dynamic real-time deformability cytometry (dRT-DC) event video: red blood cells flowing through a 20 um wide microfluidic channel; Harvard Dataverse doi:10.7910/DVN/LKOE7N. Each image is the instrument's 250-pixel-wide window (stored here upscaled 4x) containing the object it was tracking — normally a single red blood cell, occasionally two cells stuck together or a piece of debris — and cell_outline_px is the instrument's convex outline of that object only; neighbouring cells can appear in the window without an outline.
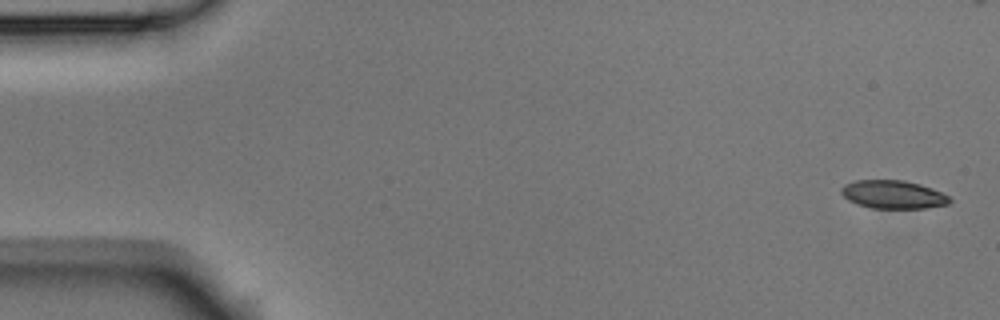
{"species": "Egyptian fruit bat (a non-hibernating species)", "species_latin": "Rousettus aegyptiacus", "temperature_condition": "room temperature", "stored_images_in_passage": 9, "camera_frame_rate_fps": 3000, "um_per_image_px": 0.085, "animal": {"sex": "male"}, "frame": {"image": 1, "passage_image": 1, "time_ms": 0.0, "image_size_px": [1000, 320], "cell_outline_px": [[952, 200], [948, 204], [924, 208], [872, 208], [848, 200], [840, 192], [840, 188], [844, 184], [856, 180], [904, 180], [920, 184], [932, 188], [948, 196]], "centroid_in_image_um": [75.9, 16.52], "position_along_channel_um": 9.1, "area_um2": 17.74}}
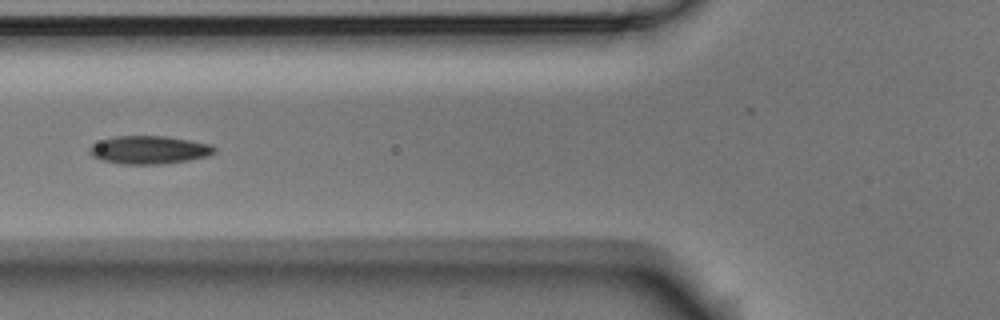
{"frame": {"image": 2, "passage_image": 6, "time_ms": 1.667, "image_size_px": [1000, 320], "cell_outline_px": [[216, 152], [208, 156], [188, 160], [160, 164], [124, 164], [100, 160], [92, 156], [88, 152], [88, 148], [92, 144], [116, 136], [168, 136], [212, 144], [216, 148]], "centroid_in_image_um": [12.69, 12.74], "position_along_channel_um": 113.1, "area_um2": 20.52}}
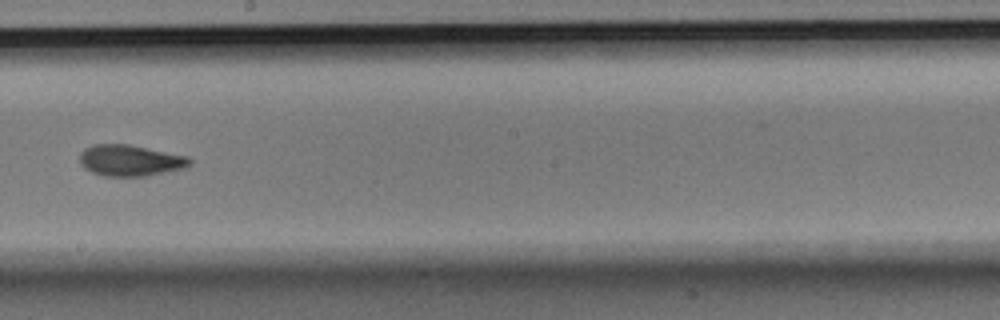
{"frame": {"image": 3, "passage_image": 9, "time_ms": 2.667, "image_size_px": [1000, 320], "cell_outline_px": [[192, 164], [184, 168], [144, 176], [104, 176], [92, 172], [84, 168], [80, 164], [80, 152], [84, 148], [92, 144], [128, 144], [188, 156], [192, 160]], "centroid_in_image_um": [11.05, 13.63], "position_along_channel_um": 237.2, "area_um2": 20.06}}